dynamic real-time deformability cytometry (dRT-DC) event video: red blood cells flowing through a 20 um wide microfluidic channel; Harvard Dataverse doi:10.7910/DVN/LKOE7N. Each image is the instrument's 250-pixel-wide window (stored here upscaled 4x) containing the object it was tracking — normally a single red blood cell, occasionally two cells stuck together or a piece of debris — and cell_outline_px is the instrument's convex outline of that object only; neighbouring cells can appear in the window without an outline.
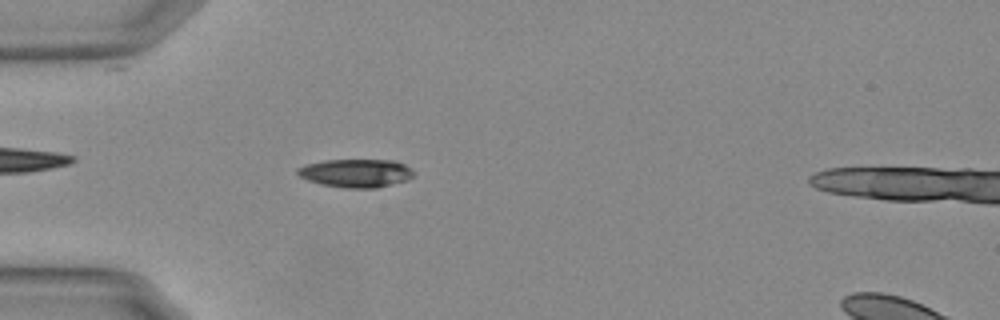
{"species": "Egyptian fruit bat (a non-hibernating species)", "species_latin": "Rousettus aegyptiacus", "temperature_condition": "warm", "stored_images_in_passage": 51, "camera_frame_rate_fps": 3000, "um_per_image_px": 0.085, "animal": {"sex": "female"}, "frame": {"image": 1, "passage_image": 13, "time_ms": 4.0, "image_size_px": [1000, 320], "cell_outline_px": [[416, 172], [408, 180], [376, 188], [344, 188], [320, 184], [308, 180], [300, 176], [296, 172], [296, 168], [304, 164], [324, 160], [396, 160], [412, 168]], "centroid_in_image_um": [30.26, 14.71], "position_along_channel_um": 54.7, "area_um2": 19.42}}
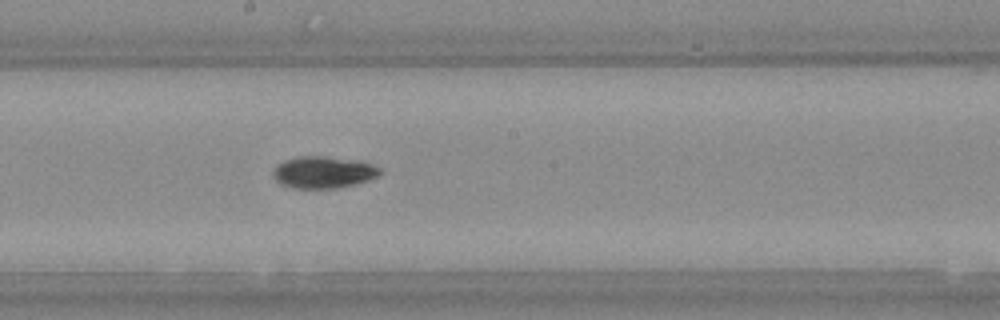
{"frame": {"image": 2, "passage_image": 27, "time_ms": 8.667, "image_size_px": [1000, 320], "cell_outline_px": [[380, 172], [376, 176], [368, 180], [336, 188], [292, 188], [280, 184], [272, 176], [272, 168], [276, 164], [284, 160], [296, 156], [324, 156], [360, 160], [372, 164], [380, 168]], "centroid_in_image_um": [27.41, 14.62], "position_along_channel_um": 220.8, "area_um2": 20.0}}
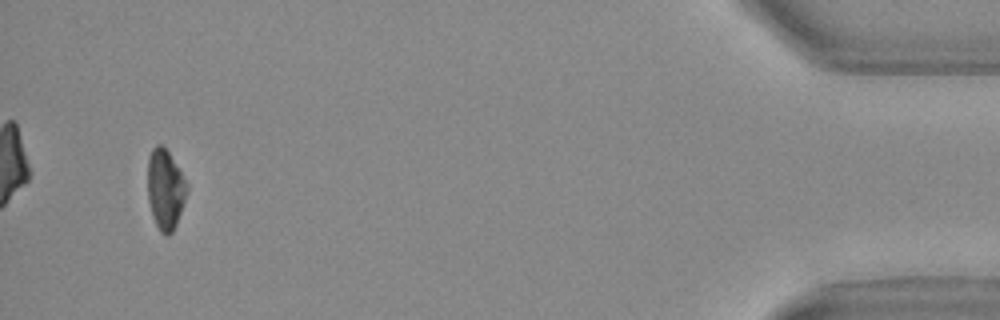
{"frame": {"image": 3, "passage_image": 49, "time_ms": 16.0, "image_size_px": [1000, 320], "cell_outline_px": [[188, 188], [176, 224], [172, 232], [168, 236], [164, 236], [160, 232], [152, 216], [148, 200], [148, 156], [152, 148], [156, 144], [160, 144], [168, 152], [188, 184]], "centroid_in_image_um": [14.03, 16.11], "position_along_channel_um": 421.2, "area_um2": 18.15}, "authors_computed_cell_mechanics": {"area_um2": 18.9006, "velocity_mm_per_s": 3.7677, "shape_relaxation_time_tau1_ms": 3.4237, "shape_relaxation_time_tau2_ms": 11.1655, "deformation_change_tau1": 0.1376, "deformation_change_tau2": 0.1464}}